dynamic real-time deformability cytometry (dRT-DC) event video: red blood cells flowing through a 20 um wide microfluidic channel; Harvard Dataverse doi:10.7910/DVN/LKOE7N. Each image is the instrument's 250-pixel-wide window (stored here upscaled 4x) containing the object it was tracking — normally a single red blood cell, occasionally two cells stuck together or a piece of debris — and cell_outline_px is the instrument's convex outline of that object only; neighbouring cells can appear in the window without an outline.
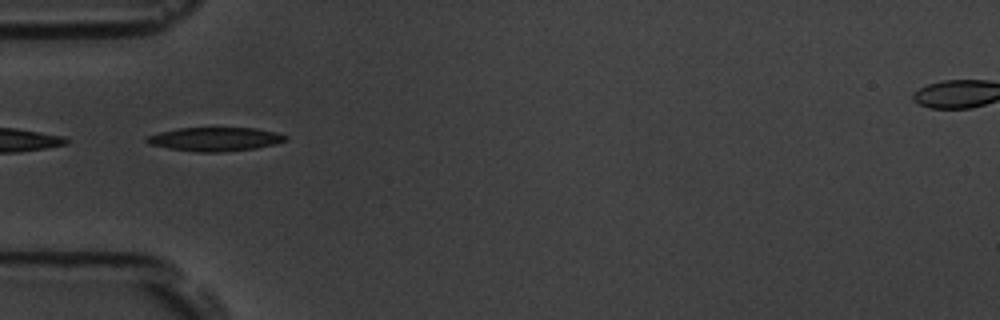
{"species": "common noctule bat (a hibernating species)", "species_latin": "Nyctalus noctula", "temperature_condition": "room temperature", "stored_images_in_passage": 35, "camera_frame_rate_fps": 3000, "um_per_image_px": 0.085, "animal": {"sex": "male", "body_mass_g": 19.5, "forearm_length_mm": 54.6}, "frame": {"image": 1, "passage_image": 1, "time_ms": 0.0, "image_size_px": [1000, 320], "cell_outline_px": [[288, 140], [256, 148], [220, 152], [196, 152], [168, 148], [148, 144], [144, 140], [148, 136], [160, 132], [176, 128], [256, 128], [276, 132], [288, 136]], "centroid_in_image_um": [18.27, 11.82], "position_along_channel_um": 66.7, "area_um2": 19.19}}
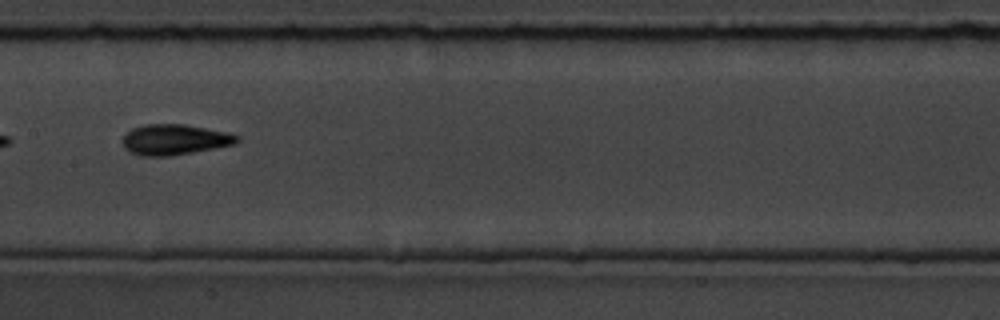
{"frame": {"image": 2, "passage_image": 11, "time_ms": 3.333, "image_size_px": [1000, 320], "cell_outline_px": [[240, 140], [236, 144], [192, 152], [168, 156], [140, 156], [124, 148], [120, 140], [132, 128], [144, 124], [184, 124], [228, 132], [240, 136]], "centroid_in_image_um": [14.84, 11.86], "position_along_channel_um": 192.6, "area_um2": 20.46}}
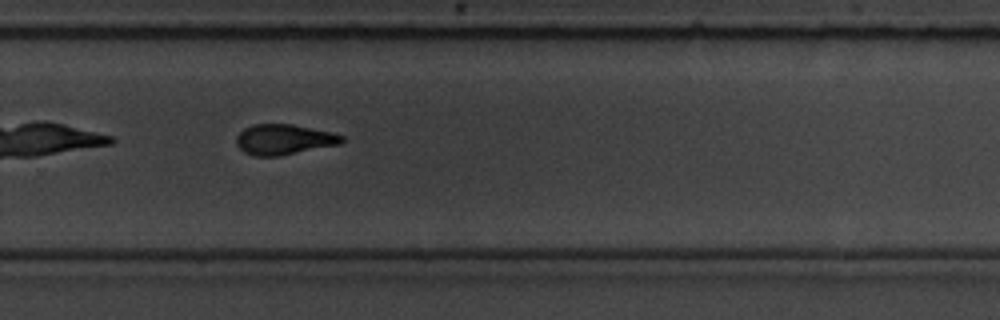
{"frame": {"image": 3, "passage_image": 20, "time_ms": 6.333, "image_size_px": [1000, 320], "cell_outline_px": [[344, 140], [340, 144], [280, 156], [252, 156], [244, 152], [236, 144], [236, 136], [244, 128], [252, 124], [292, 124], [332, 132], [344, 136]], "centroid_in_image_um": [24.12, 11.86], "position_along_channel_um": 305.7, "area_um2": 18.79}, "authors_computed_cell_mechanics": {"area_um2": 18.7272, "velocity_mm_per_s": 3.7834, "shape_relaxation_time_tau1_ms": 2.8946, "shape_relaxation_time_tau2_ms": 2.2914, "deformation_change_tau1": 0.1467, "deformation_change_tau2": 0.1026}}